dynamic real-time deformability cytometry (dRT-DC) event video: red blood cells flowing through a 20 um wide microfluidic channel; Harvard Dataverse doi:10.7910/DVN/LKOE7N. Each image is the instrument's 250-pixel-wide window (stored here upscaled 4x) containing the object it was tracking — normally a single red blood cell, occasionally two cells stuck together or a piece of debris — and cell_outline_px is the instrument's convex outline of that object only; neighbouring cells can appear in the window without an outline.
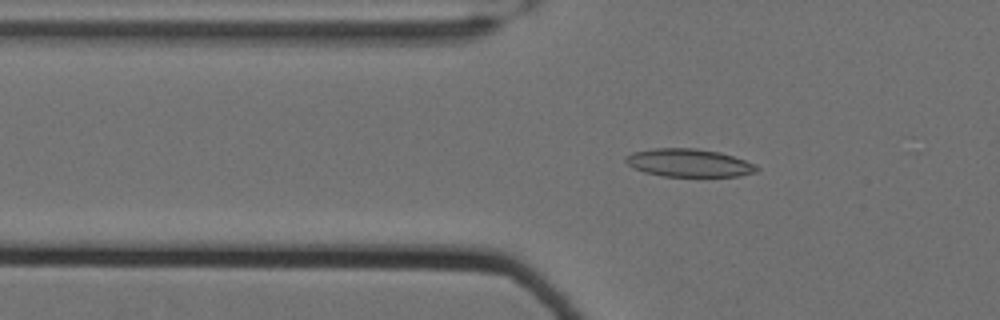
{"species": "Egyptian fruit bat (a non-hibernating species)", "species_latin": "Rousettus aegyptiacus", "temperature_condition": "cold", "stored_images_in_passage": 41, "camera_frame_rate_fps": 3000, "um_per_image_px": 0.085, "animal": {"sex": "female"}, "frame": {"image": 1, "passage_image": 23, "time_ms": 7.333, "image_size_px": [1000, 320], "cell_outline_px": [[760, 168], [756, 172], [740, 176], [664, 176], [644, 172], [632, 168], [624, 160], [624, 156], [632, 152], [656, 148], [696, 148], [720, 152], [756, 164]], "centroid_in_image_um": [58.54, 13.84], "position_along_channel_um": 67.3, "area_um2": 21.44}}
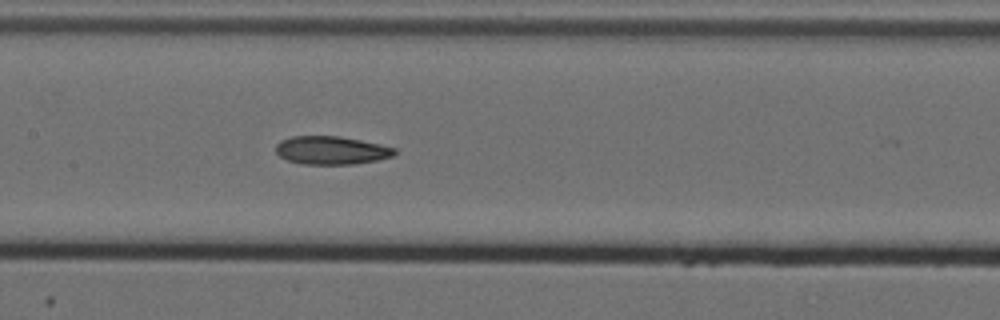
{"frame": {"image": 2, "passage_image": 33, "time_ms": 10.667, "image_size_px": [1000, 320], "cell_outline_px": [[396, 152], [392, 156], [376, 160], [352, 164], [304, 164], [288, 160], [280, 156], [276, 152], [276, 144], [280, 140], [292, 136], [340, 136], [380, 144], [396, 148]], "centroid_in_image_um": [28.15, 12.77], "position_along_channel_um": 179.3, "area_um2": 19.42}}
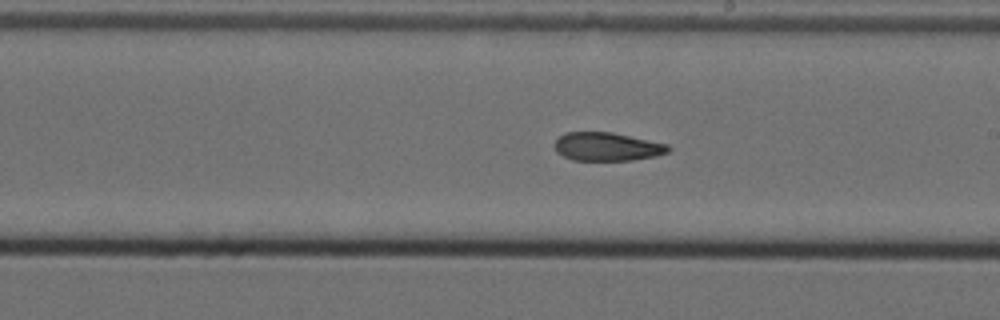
{"frame": {"image": 3, "passage_image": 38, "time_ms": 12.333, "image_size_px": [1000, 320], "cell_outline_px": [[672, 148], [668, 152], [656, 156], [632, 160], [572, 160], [556, 152], [552, 144], [564, 132], [612, 132], [668, 144]], "centroid_in_image_um": [51.58, 12.46], "position_along_channel_um": 237.4, "area_um2": 18.96}}